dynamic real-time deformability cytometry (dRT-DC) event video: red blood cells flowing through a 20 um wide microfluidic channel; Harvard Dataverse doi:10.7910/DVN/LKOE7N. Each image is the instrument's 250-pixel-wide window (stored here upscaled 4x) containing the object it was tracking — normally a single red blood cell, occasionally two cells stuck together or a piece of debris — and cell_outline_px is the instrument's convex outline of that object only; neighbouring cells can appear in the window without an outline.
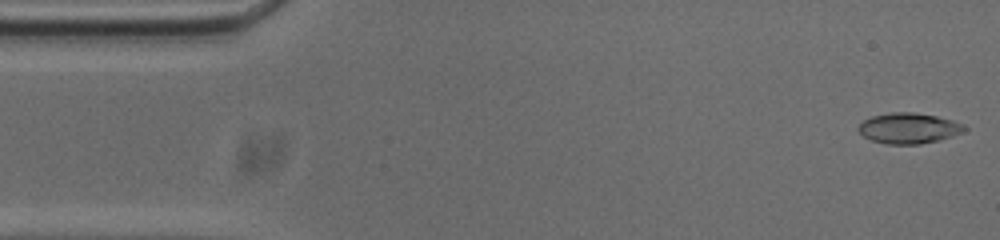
{"species": "common noctule bat (a hibernating species)", "species_latin": "Nyctalus noctula", "temperature_condition": "cold", "stored_images_in_passage": 53, "camera_frame_rate_fps": 3000, "um_per_image_px": 0.085, "animal": {"sex": "male", "body_mass_g": 20.0, "forearm_length_mm": 53.3}, "frame": {"image": 1, "passage_image": 1, "time_ms": 0.0, "image_size_px": [1000, 240], "cell_outline_px": [[968, 128], [952, 136], [920, 144], [888, 144], [872, 140], [864, 136], [856, 128], [864, 120], [872, 116], [892, 112], [912, 112], [936, 116], [952, 120], [964, 124]], "centroid_in_image_um": [77.23, 10.89], "position_along_channel_um": 7.8, "area_um2": 18.67}}
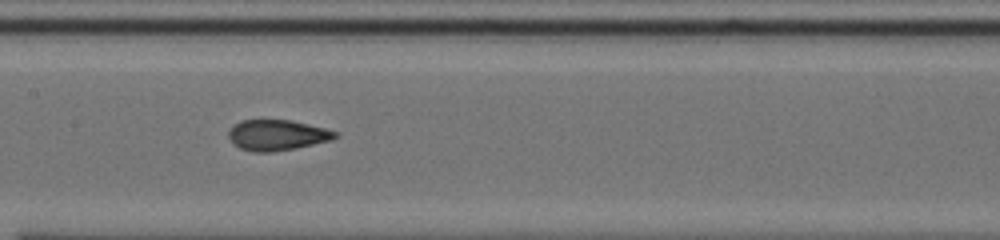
{"frame": {"image": 2, "passage_image": 24, "time_ms": 7.667, "image_size_px": [1000, 240], "cell_outline_px": [[340, 136], [332, 140], [296, 148], [272, 152], [252, 152], [240, 148], [232, 144], [228, 136], [228, 132], [240, 120], [288, 120], [308, 124], [324, 128], [336, 132]], "centroid_in_image_um": [23.55, 11.5], "position_along_channel_um": 183.9, "area_um2": 19.02}}
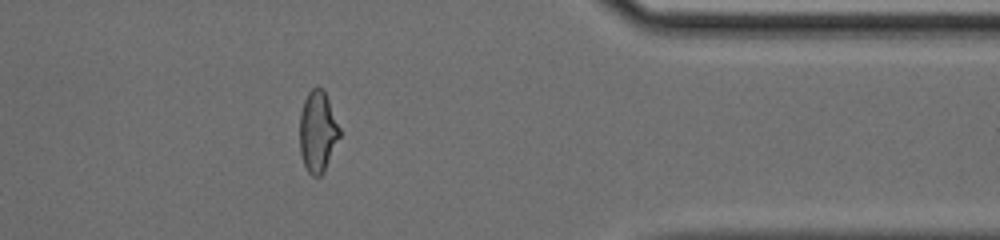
{"frame": {"image": 3, "passage_image": 42, "time_ms": 13.667, "image_size_px": [1000, 240], "cell_outline_px": [[340, 136], [324, 172], [320, 176], [312, 176], [308, 172], [300, 156], [300, 112], [304, 100], [308, 92], [316, 84], [324, 88], [340, 128]], "centroid_in_image_um": [27.0, 11.15], "position_along_channel_um": 384.4, "area_um2": 19.13}, "authors_computed_cell_mechanics": {"area_um2": 19.363, "velocity_mm_per_s": 3.742, "shape_relaxation_time_tau1_ms": 7.0577, "shape_relaxation_time_tau2_ms": 1.3152, "deformation_change_tau1": 0.1999, "deformation_change_tau2": 0.0723}}